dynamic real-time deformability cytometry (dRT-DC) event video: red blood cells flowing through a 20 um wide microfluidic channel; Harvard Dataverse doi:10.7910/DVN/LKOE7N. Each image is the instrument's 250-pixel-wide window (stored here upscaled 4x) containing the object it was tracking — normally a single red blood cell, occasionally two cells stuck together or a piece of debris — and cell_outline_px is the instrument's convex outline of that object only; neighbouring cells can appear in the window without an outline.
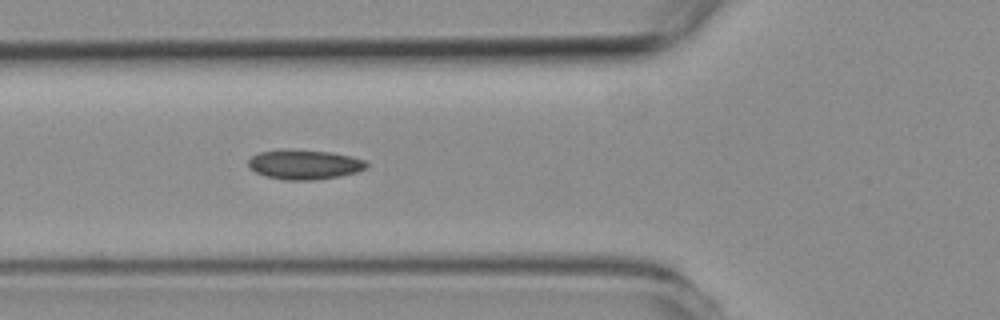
{"species": "common noctule bat (a hibernating species)", "species_latin": "Nyctalus noctula", "temperature_condition": "room temperature", "stored_images_in_passage": 5, "camera_frame_rate_fps": 3000, "um_per_image_px": 0.085, "animal": {"sex": "female", "body_mass_g": 19.3, "forearm_length_mm": 54.1}, "frame": {"image": 1, "passage_image": 5, "time_ms": 4.333, "image_size_px": [1000, 320], "cell_outline_px": [[368, 168], [356, 172], [340, 176], [312, 180], [284, 180], [264, 176], [248, 168], [248, 160], [252, 156], [260, 152], [328, 152], [352, 156], [364, 160], [368, 164]], "centroid_in_image_um": [25.9, 14.04], "position_along_channel_um": 99.9, "area_um2": 19.65}}